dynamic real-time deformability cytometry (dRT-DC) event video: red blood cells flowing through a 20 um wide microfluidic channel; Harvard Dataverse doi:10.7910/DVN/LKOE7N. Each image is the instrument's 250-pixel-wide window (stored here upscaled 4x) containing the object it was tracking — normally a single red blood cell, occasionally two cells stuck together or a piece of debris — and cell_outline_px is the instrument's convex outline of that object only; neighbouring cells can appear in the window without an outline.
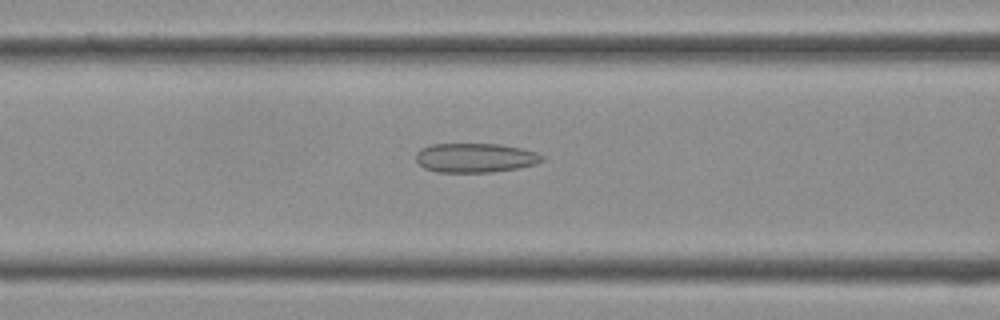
{"species": "Egyptian fruit bat (a non-hibernating species)", "species_latin": "Rousettus aegyptiacus", "temperature_condition": "cold", "stored_images_in_passage": 38, "camera_frame_rate_fps": 3000, "um_per_image_px": 0.085, "frame": {"image": 1, "passage_image": 15, "time_ms": 4.667, "image_size_px": [1000, 320], "cell_outline_px": [[544, 160], [536, 164], [520, 168], [492, 172], [436, 172], [424, 168], [416, 160], [416, 152], [420, 148], [432, 144], [500, 144], [520, 148], [536, 152], [544, 156]], "centroid_in_image_um": [40.4, 13.41], "position_along_channel_um": 126.2, "area_um2": 21.68}}
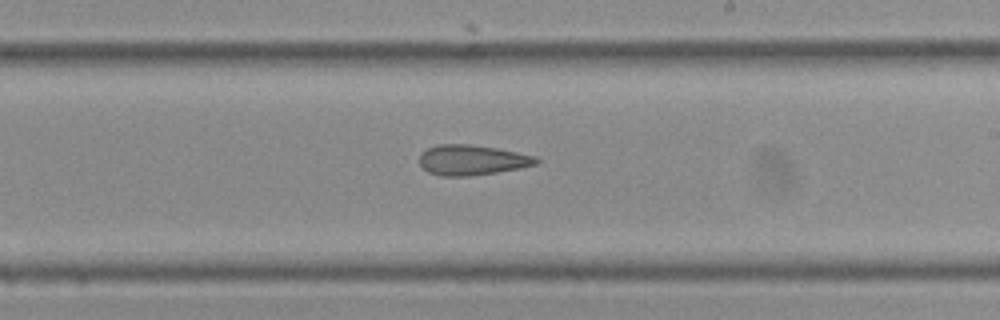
{"frame": {"image": 2, "passage_image": 22, "time_ms": 7.0, "image_size_px": [1000, 320], "cell_outline_px": [[540, 160], [536, 164], [520, 168], [496, 172], [468, 176], [440, 176], [428, 172], [420, 164], [420, 152], [436, 144], [468, 144], [496, 148], [536, 156]], "centroid_in_image_um": [40.1, 13.6], "position_along_channel_um": 248.9, "area_um2": 20.52}}
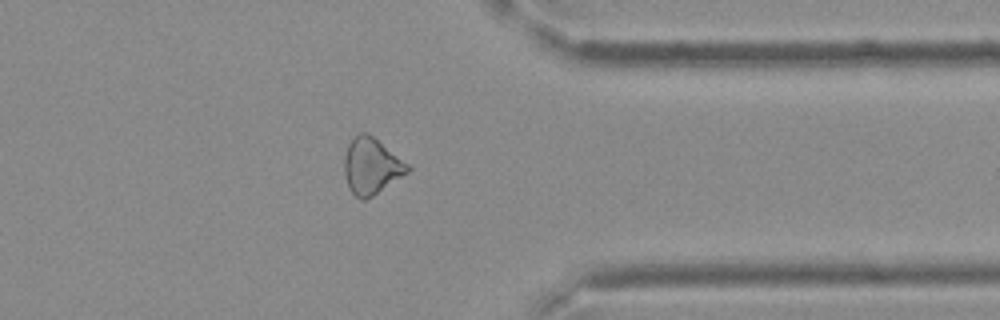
{"frame": {"image": 3, "passage_image": 30, "time_ms": 9.667, "image_size_px": [1000, 320], "cell_outline_px": [[412, 168], [408, 172], [372, 196], [364, 200], [360, 200], [348, 188], [344, 176], [344, 156], [348, 144], [352, 136], [360, 132], [368, 132], [412, 164]], "centroid_in_image_um": [31.58, 14.08], "position_along_channel_um": 379.8, "area_um2": 21.27}}